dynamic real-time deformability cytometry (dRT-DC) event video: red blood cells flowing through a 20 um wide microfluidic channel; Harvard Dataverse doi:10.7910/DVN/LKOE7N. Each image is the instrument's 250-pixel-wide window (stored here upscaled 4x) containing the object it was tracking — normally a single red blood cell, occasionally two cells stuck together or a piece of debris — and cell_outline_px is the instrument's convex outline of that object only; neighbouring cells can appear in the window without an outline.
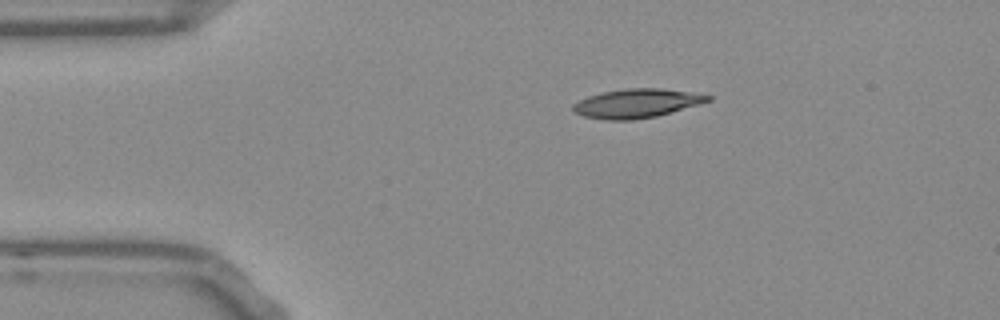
{"species": "Egyptian fruit bat (a non-hibernating species)", "species_latin": "Rousettus aegyptiacus", "temperature_condition": "room temperature", "stored_images_in_passage": 44, "camera_frame_rate_fps": 3000, "um_per_image_px": 0.085, "frame": {"image": 1, "passage_image": 1, "time_ms": 0.0, "image_size_px": [1000, 320], "cell_outline_px": [[712, 100], [700, 104], [656, 116], [632, 120], [604, 120], [584, 116], [576, 112], [572, 108], [572, 104], [588, 96], [604, 92], [624, 88], [660, 88], [696, 92], [712, 96]], "centroid_in_image_um": [54.15, 8.77], "position_along_channel_um": 30.8, "area_um2": 22.77}}
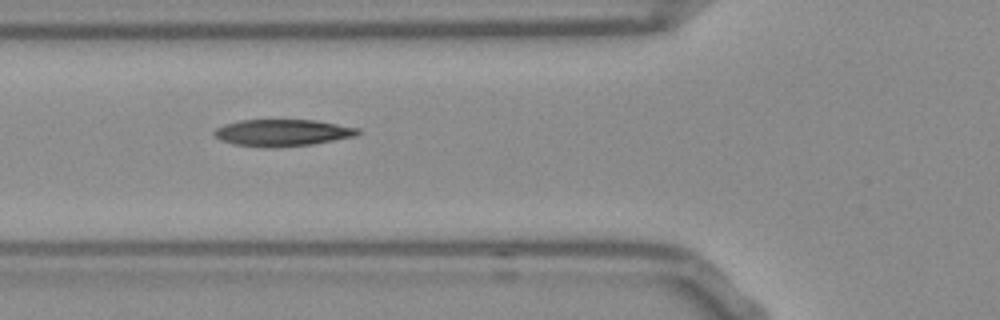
{"frame": {"image": 2, "passage_image": 10, "time_ms": 3.0, "image_size_px": [1000, 320], "cell_outline_px": [[364, 132], [356, 136], [312, 144], [272, 148], [264, 148], [232, 144], [220, 140], [212, 132], [216, 128], [224, 124], [240, 120], [316, 120], [360, 128]], "centroid_in_image_um": [24.02, 11.28], "position_along_channel_um": 101.8, "area_um2": 22.72}}
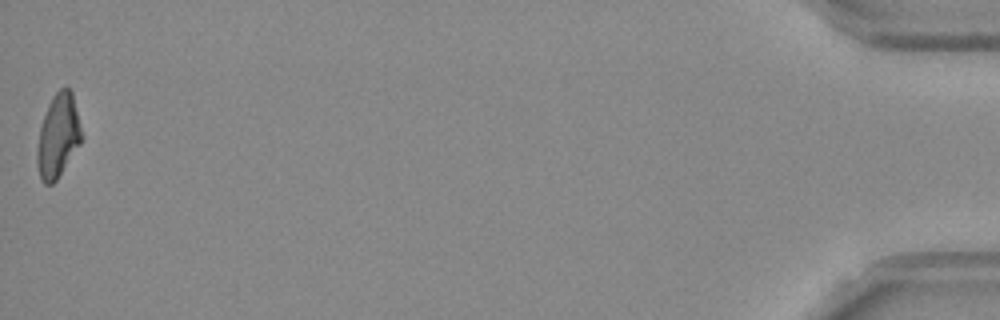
{"frame": {"image": 3, "passage_image": 44, "time_ms": 14.333, "image_size_px": [1000, 320], "cell_outline_px": [[84, 136], [80, 144], [56, 180], [52, 184], [44, 184], [40, 180], [36, 164], [36, 152], [40, 128], [48, 104], [52, 96], [60, 88], [68, 88], [72, 92]], "centroid_in_image_um": [4.94, 11.56], "position_along_channel_um": 430.3, "area_um2": 21.73}, "authors_computed_cell_mechanics": {"area_um2": 22.3108, "velocity_mm_per_s": 3.8087, "shape_relaxation_time_tau1_ms": 6.4642, "shape_relaxation_time_tau2_ms": 2.3661, "deformation_change_tau1": 0.2218, "deformation_change_tau2": 0.1034}}